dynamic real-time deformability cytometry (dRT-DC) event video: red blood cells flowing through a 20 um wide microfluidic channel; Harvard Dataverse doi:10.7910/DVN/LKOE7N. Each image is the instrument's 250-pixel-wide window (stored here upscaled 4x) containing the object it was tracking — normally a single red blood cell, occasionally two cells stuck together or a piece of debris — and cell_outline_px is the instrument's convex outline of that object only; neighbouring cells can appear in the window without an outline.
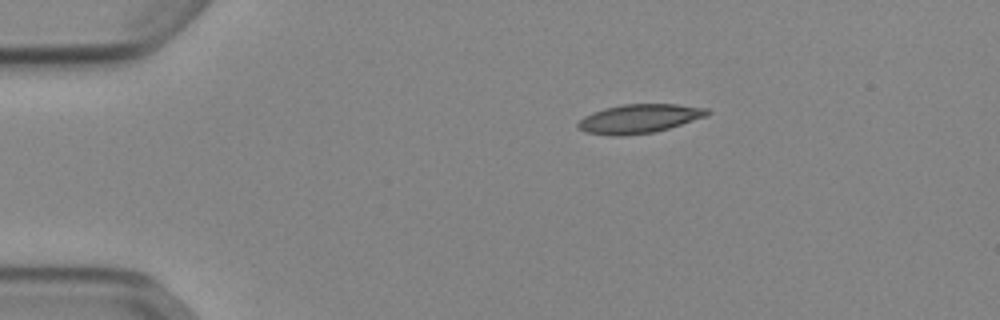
{"species": "Egyptian fruit bat (a non-hibernating species)", "species_latin": "Rousettus aegyptiacus", "temperature_condition": "cold", "stored_images_in_passage": 43, "camera_frame_rate_fps": 3000, "um_per_image_px": 0.085, "animal": {"sex": "female"}, "frame": {"image": 1, "passage_image": 1, "time_ms": 0.0, "image_size_px": [1000, 320], "cell_outline_px": [[712, 112], [708, 116], [668, 128], [652, 132], [620, 136], [616, 136], [584, 132], [576, 124], [584, 116], [592, 112], [604, 108], [624, 104], [680, 104], [708, 108]], "centroid_in_image_um": [54.36, 10.07], "position_along_channel_um": 30.6, "area_um2": 21.79}}
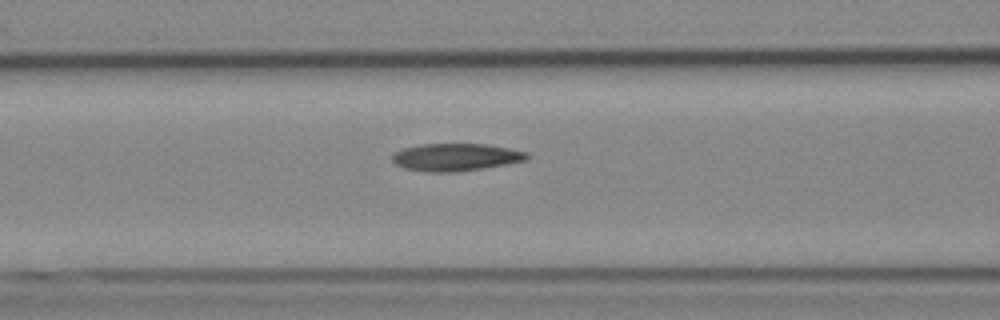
{"frame": {"image": 2, "passage_image": 13, "time_ms": 4.0, "image_size_px": [1000, 320], "cell_outline_px": [[532, 156], [528, 160], [508, 164], [484, 168], [456, 172], [428, 172], [404, 168], [396, 164], [392, 160], [392, 156], [396, 152], [404, 148], [420, 144], [488, 144], [528, 152]], "centroid_in_image_um": [38.8, 13.36], "position_along_channel_um": 127.8, "area_um2": 21.73}}
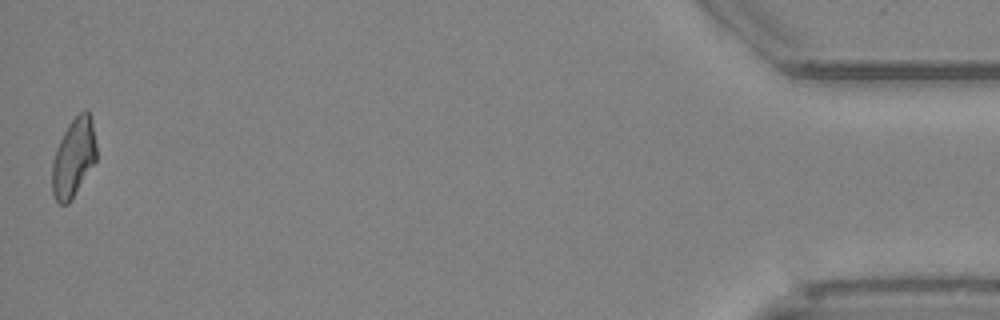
{"frame": {"image": 3, "passage_image": 43, "time_ms": 14.0, "image_size_px": [1000, 320], "cell_outline_px": [[96, 160], [68, 204], [60, 204], [56, 200], [52, 192], [52, 164], [56, 148], [68, 124], [84, 108], [92, 116], [96, 144]], "centroid_in_image_um": [6.26, 13.36], "position_along_channel_um": 428.9, "area_um2": 20.17}, "authors_computed_cell_mechanics": {"area_um2": 21.3282, "velocity_mm_per_s": 3.8876, "shape_relaxation_time_tau1_ms": null, "shape_relaxation_time_tau2_ms": 5.4122, "deformation_change_tau1": null, "deformation_change_tau2": 0.137}}